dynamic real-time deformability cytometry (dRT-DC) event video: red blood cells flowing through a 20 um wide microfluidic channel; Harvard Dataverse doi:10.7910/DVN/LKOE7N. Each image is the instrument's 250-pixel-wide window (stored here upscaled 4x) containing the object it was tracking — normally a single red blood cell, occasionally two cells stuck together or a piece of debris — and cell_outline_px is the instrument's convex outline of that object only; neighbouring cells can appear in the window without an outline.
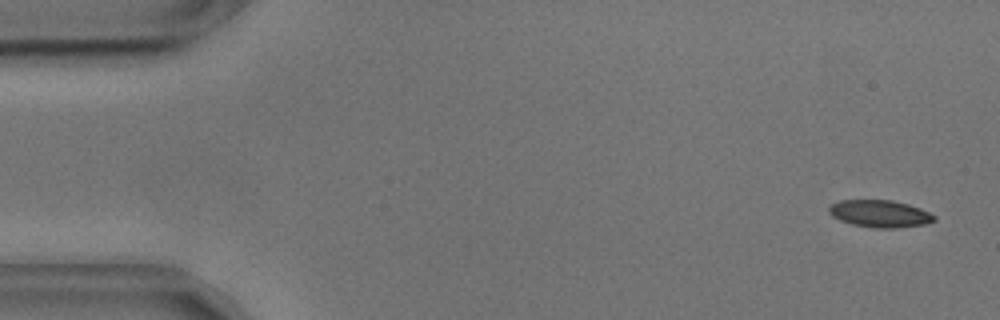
{"species": "common noctule bat (a hibernating species)", "species_latin": "Nyctalus noctula", "temperature_condition": "cold", "stored_images_in_passage": 19, "camera_frame_rate_fps": 3000, "um_per_image_px": 0.085, "animal": {"sex": "male", "body_mass_g": 17.9, "forearm_length_mm": 54.2}, "frame": {"image": 1, "passage_image": 3, "time_ms": 0.667, "image_size_px": [1000, 320], "cell_outline_px": [[936, 220], [924, 224], [896, 228], [872, 228], [852, 224], [840, 220], [832, 216], [828, 212], [828, 208], [832, 204], [840, 200], [892, 200], [908, 204], [920, 208], [936, 216]], "centroid_in_image_um": [74.78, 18.16], "position_along_channel_um": 10.2, "area_um2": 16.7}}